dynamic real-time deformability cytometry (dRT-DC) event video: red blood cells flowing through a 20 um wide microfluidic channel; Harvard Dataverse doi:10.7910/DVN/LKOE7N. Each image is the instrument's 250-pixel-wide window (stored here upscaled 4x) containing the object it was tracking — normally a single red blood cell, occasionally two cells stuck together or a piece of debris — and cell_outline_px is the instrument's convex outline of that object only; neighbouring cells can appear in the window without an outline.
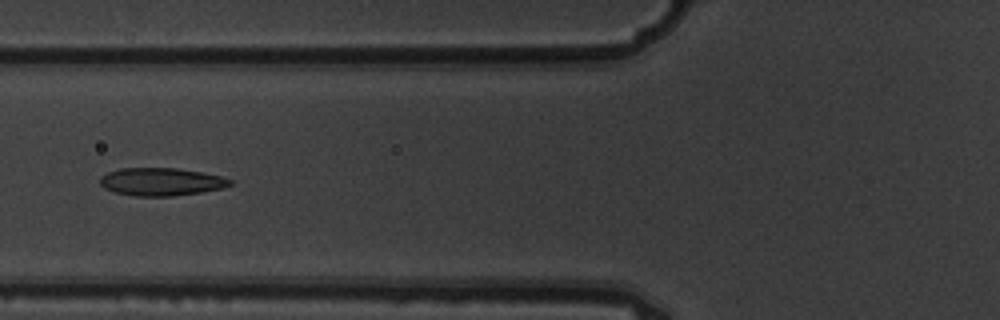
{"species": "common noctule bat (a hibernating species)", "species_latin": "Nyctalus noctula", "temperature_condition": "warm", "stored_images_in_passage": 7, "camera_frame_rate_fps": 3000, "um_per_image_px": 0.085, "animal": {"sex": "male", "body_mass_g": 19.5, "forearm_length_mm": 54.6}, "frame": {"image": 1, "passage_image": 7, "time_ms": 2.0, "image_size_px": [1000, 320], "cell_outline_px": [[232, 184], [224, 188], [200, 192], [172, 196], [136, 196], [116, 192], [104, 188], [100, 184], [100, 176], [108, 172], [120, 168], [176, 168], [200, 172], [220, 176], [232, 180]], "centroid_in_image_um": [13.69, 15.45], "position_along_channel_um": 112.1, "area_um2": 20.98}}